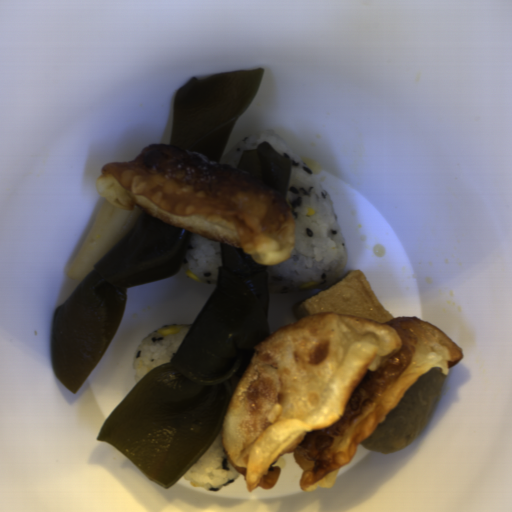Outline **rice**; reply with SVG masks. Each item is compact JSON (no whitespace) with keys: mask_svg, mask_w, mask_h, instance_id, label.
<instances>
[{"mask_svg":"<svg viewBox=\"0 0 512 512\" xmlns=\"http://www.w3.org/2000/svg\"><path fill=\"white\" fill-rule=\"evenodd\" d=\"M263 142L291 163L285 200L294 224L293 249L280 264L266 265L270 294L297 293L305 283L337 284L345 278L348 254L333 203L301 155L273 129L258 131L222 155V163L238 169L246 150ZM308 208L315 214L307 215ZM334 285V286H335Z\"/></svg>","mask_w":512,"mask_h":512,"instance_id":"1","label":"rice"},{"mask_svg":"<svg viewBox=\"0 0 512 512\" xmlns=\"http://www.w3.org/2000/svg\"><path fill=\"white\" fill-rule=\"evenodd\" d=\"M241 475L243 474L233 467L225 452L222 429L212 445L182 477L191 486L218 491L232 484Z\"/></svg>","mask_w":512,"mask_h":512,"instance_id":"2","label":"rice"},{"mask_svg":"<svg viewBox=\"0 0 512 512\" xmlns=\"http://www.w3.org/2000/svg\"><path fill=\"white\" fill-rule=\"evenodd\" d=\"M173 326H181L182 330L165 336L158 332L163 327ZM192 327L188 323L166 324L148 333L138 345L132 362L137 381L152 369L171 362L173 353L183 343Z\"/></svg>","mask_w":512,"mask_h":512,"instance_id":"3","label":"rice"},{"mask_svg":"<svg viewBox=\"0 0 512 512\" xmlns=\"http://www.w3.org/2000/svg\"><path fill=\"white\" fill-rule=\"evenodd\" d=\"M184 257L186 264H182V268L196 275L198 282L205 285H218L219 268L223 264L220 241L192 231L189 248Z\"/></svg>","mask_w":512,"mask_h":512,"instance_id":"4","label":"rice"}]
</instances>
